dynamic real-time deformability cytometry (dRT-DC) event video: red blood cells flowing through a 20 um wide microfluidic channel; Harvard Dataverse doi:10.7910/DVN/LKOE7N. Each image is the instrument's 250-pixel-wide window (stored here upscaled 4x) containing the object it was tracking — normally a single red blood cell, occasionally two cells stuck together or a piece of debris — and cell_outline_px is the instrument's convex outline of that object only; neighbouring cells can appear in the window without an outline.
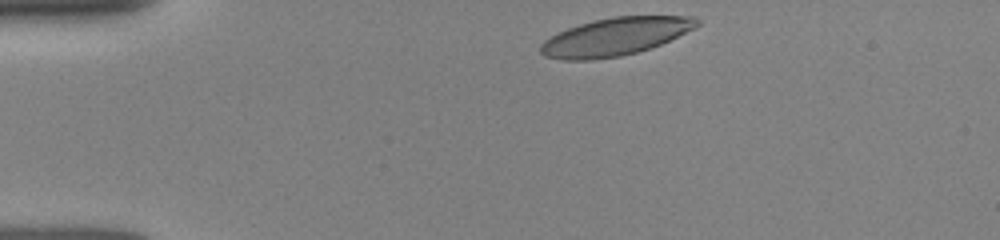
{"species": "human", "species_latin": "Homo sapiens", "temperature_condition": "room temperature", "stored_images_in_passage": 3, "camera_frame_rate_fps": 3000, "um_per_image_px": 0.085, "donor": {"sex": "female"}, "frame": {"image": 1, "passage_image": 1, "time_ms": 0.0, "image_size_px": [1000, 240], "cell_outline_px": [[700, 24], [696, 28], [660, 44], [636, 52], [620, 56], [592, 60], [564, 60], [544, 56], [540, 52], [540, 44], [544, 40], [568, 28], [592, 20], [616, 16], [696, 16], [700, 20]], "centroid_in_image_um": [52.31, 3.11], "position_along_channel_um": 32.7, "area_um2": 34.33}}